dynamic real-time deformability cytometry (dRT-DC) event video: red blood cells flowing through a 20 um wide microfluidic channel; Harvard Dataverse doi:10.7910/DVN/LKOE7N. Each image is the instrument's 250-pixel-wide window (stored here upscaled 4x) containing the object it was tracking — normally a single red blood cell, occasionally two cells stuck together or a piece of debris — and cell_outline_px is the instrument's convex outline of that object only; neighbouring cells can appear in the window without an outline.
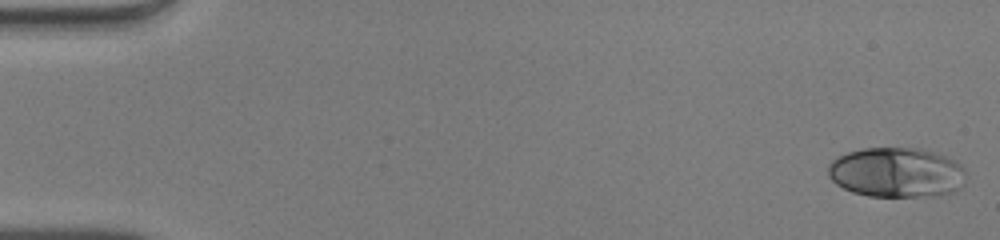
{"species": "human", "species_latin": "Homo sapiens", "temperature_condition": "warm", "stored_images_in_passage": 50, "camera_frame_rate_fps": 3000, "um_per_image_px": 0.085, "donor": {"sex": "male"}, "frame": {"image": 1, "passage_image": 1, "time_ms": 0.0, "image_size_px": [1000, 240], "cell_outline_px": [[964, 184], [956, 192], [932, 196], [868, 196], [852, 192], [836, 184], [828, 176], [828, 164], [832, 160], [848, 152], [864, 148], [920, 148], [956, 160], [964, 168]], "centroid_in_image_um": [76.21, 14.66], "position_along_channel_um": 8.8, "area_um2": 40.23}}
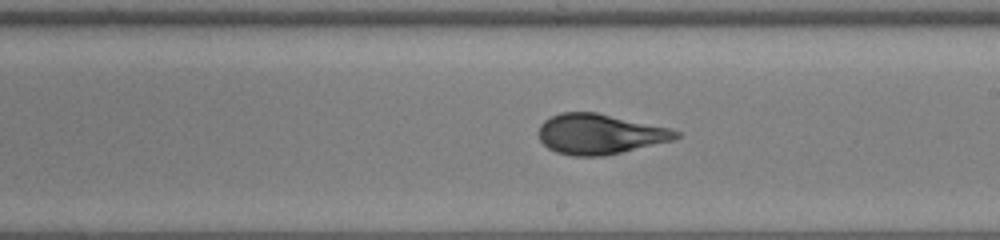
{"frame": {"image": 2, "passage_image": 29, "time_ms": 9.333, "image_size_px": [1000, 240], "cell_outline_px": [[680, 136], [672, 140], [604, 156], [572, 156], [556, 152], [548, 148], [540, 140], [540, 124], [544, 120], [560, 112], [596, 112], [672, 128], [680, 132]], "centroid_in_image_um": [50.98, 11.39], "position_along_channel_um": 238.0, "area_um2": 32.08}}
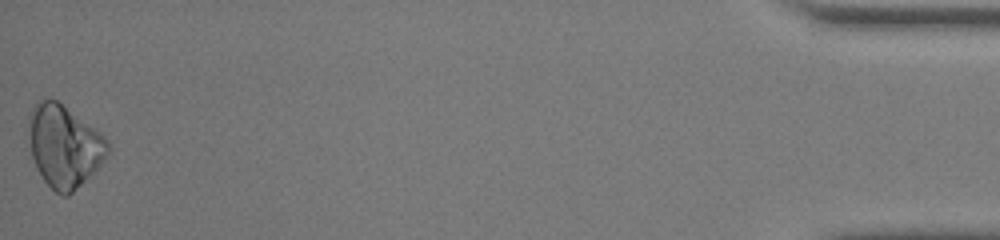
{"frame": {"image": 3, "passage_image": 50, "time_ms": 16.333, "image_size_px": [1000, 240], "cell_outline_px": [[112, 148], [108, 156], [68, 196], [60, 196], [44, 180], [32, 156], [28, 136], [28, 116], [40, 96], [44, 96], [56, 100], [100, 132], [108, 140]], "centroid_in_image_um": [5.45, 12.37], "position_along_channel_um": 429.8, "area_um2": 37.74}, "authors_computed_cell_mechanics": {"area_um2": 33.6685, "velocity_mm_per_s": 4.102, "shape_relaxation_time_tau1_ms": 7.0174, "shape_relaxation_time_tau2_ms": 0.9535, "deformation_change_tau1": 0.2194, "deformation_change_tau2": 0.0543}}